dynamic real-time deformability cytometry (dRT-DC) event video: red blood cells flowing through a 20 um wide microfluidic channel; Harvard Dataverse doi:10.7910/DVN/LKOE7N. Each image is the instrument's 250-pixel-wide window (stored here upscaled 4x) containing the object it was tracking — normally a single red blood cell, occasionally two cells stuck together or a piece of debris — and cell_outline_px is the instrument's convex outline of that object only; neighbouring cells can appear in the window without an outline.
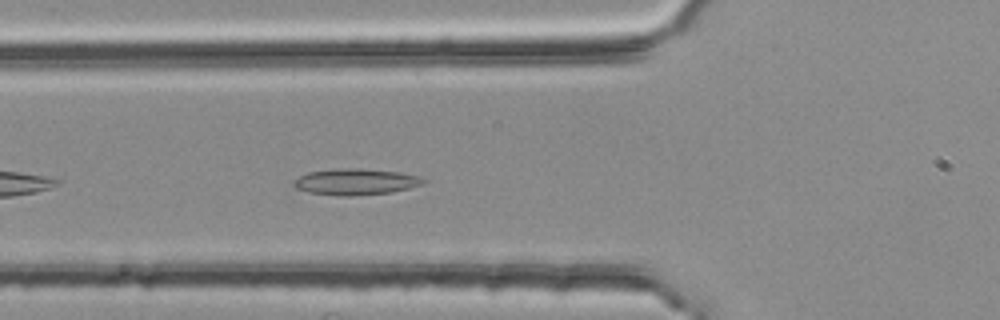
{"species": "common noctule bat (a hibernating species)", "species_latin": "Nyctalus noctula", "temperature_condition": "room temperature", "stored_images_in_passage": 29, "camera_frame_rate_fps": 3000, "um_per_image_px": 0.085, "animal": {"sex": "female", "body_mass_g": 25.1}, "frame": {"image": 1, "passage_image": 5, "time_ms": 1.333, "image_size_px": [1000, 320], "cell_outline_px": [[428, 180], [420, 184], [408, 188], [392, 192], [352, 196], [340, 196], [308, 192], [296, 188], [292, 184], [300, 176], [308, 172], [344, 168], [360, 168], [396, 172], [420, 176]], "centroid_in_image_um": [30.23, 15.45], "position_along_channel_um": 95.6, "area_um2": 19.59}}
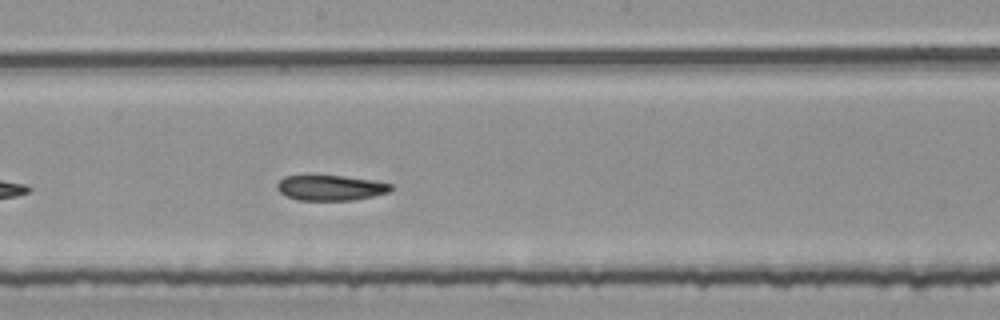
{"frame": {"image": 2, "passage_image": 15, "time_ms": 4.667, "image_size_px": [1000, 320], "cell_outline_px": [[392, 188], [388, 192], [372, 196], [352, 200], [300, 200], [288, 196], [280, 192], [276, 188], [276, 184], [284, 176], [344, 176], [372, 180], [392, 184]], "centroid_in_image_um": [28.09, 15.96], "position_along_channel_um": 220.1, "area_um2": 16.53}}
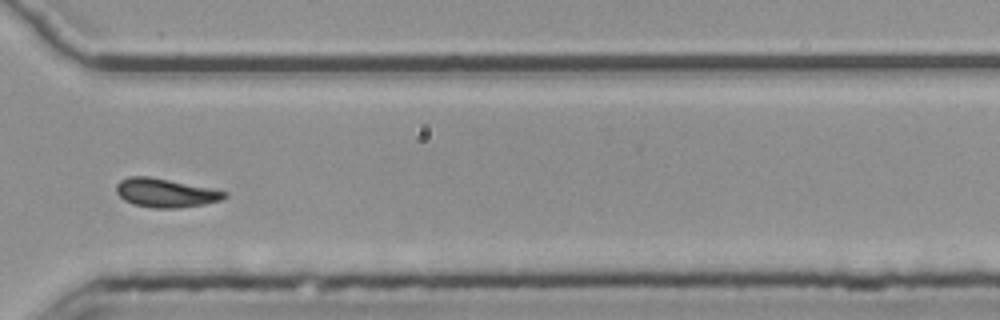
{"frame": {"image": 3, "passage_image": 26, "time_ms": 8.333, "image_size_px": [1000, 320], "cell_outline_px": [[228, 196], [220, 200], [204, 204], [180, 208], [152, 208], [132, 204], [124, 200], [116, 192], [116, 184], [120, 180], [128, 176], [148, 176], [228, 192]], "centroid_in_image_um": [14.03, 16.4], "position_along_channel_um": 356.6, "area_um2": 18.03}}